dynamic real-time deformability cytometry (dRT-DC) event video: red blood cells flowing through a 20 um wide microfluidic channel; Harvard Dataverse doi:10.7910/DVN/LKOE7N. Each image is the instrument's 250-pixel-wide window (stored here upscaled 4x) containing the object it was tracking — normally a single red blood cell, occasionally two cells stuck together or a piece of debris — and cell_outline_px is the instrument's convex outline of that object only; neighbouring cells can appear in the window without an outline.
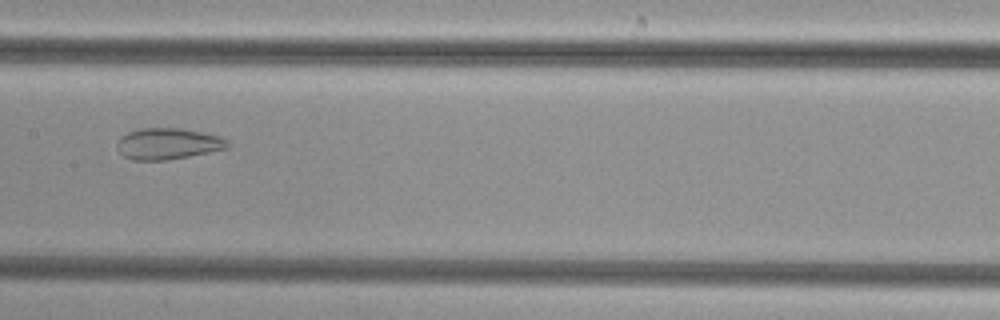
{"species": "common noctule bat (a hibernating species)", "species_latin": "Nyctalus noctula", "temperature_condition": "cold", "stored_images_in_passage": 48, "camera_frame_rate_fps": 3000, "um_per_image_px": 0.085, "animal": {"sex": "female", "body_mass_g": 29.2, "forearm_length_mm": 56.3}, "frame": {"image": 1, "passage_image": 23, "time_ms": 7.333, "image_size_px": [1000, 320], "cell_outline_px": [[228, 148], [188, 156], [164, 160], [132, 160], [124, 156], [116, 148], [116, 144], [120, 136], [128, 132], [140, 128], [180, 128], [220, 136], [228, 140]], "centroid_in_image_um": [14.23, 12.21], "position_along_channel_um": 193.2, "area_um2": 20.06}}
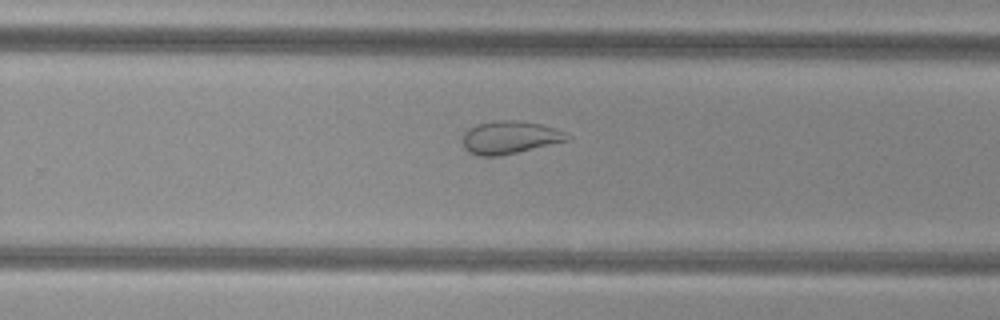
{"frame": {"image": 2, "passage_image": 30, "time_ms": 9.667, "image_size_px": [1000, 320], "cell_outline_px": [[572, 136], [568, 140], [500, 156], [480, 156], [468, 152], [464, 148], [460, 140], [460, 136], [468, 128], [476, 124], [496, 120], [520, 120], [540, 124], [556, 128]], "centroid_in_image_um": [43.26, 11.67], "position_along_channel_um": 286.5, "area_um2": 20.29}}
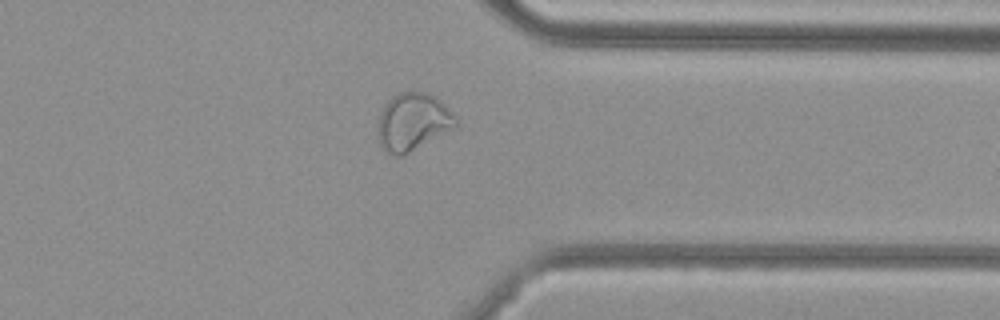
{"frame": {"image": 3, "passage_image": 37, "time_ms": 12.0, "image_size_px": [1000, 320], "cell_outline_px": [[460, 120], [456, 128], [400, 156], [396, 156], [384, 152], [380, 144], [380, 116], [384, 104], [392, 96], [400, 92], [428, 92], [436, 96]], "centroid_in_image_um": [35.15, 10.34], "position_along_channel_um": 376.3, "area_um2": 26.01}}